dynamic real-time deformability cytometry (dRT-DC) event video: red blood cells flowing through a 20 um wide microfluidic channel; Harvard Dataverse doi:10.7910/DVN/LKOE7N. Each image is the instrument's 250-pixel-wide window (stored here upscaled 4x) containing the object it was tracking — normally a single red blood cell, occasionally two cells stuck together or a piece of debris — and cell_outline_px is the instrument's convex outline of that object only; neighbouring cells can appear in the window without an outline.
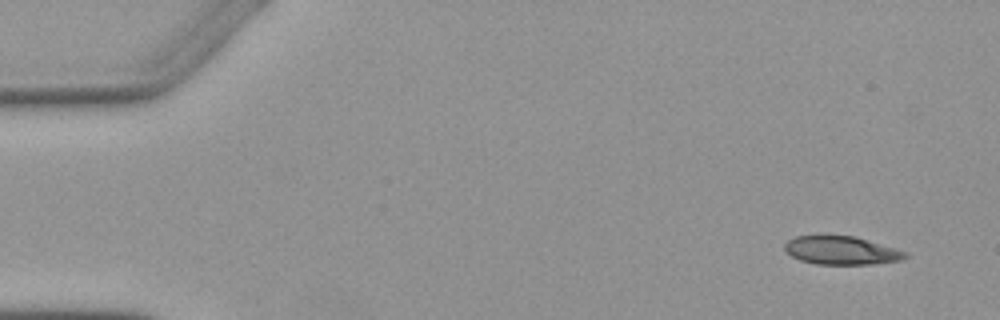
{"species": "Egyptian fruit bat (a non-hibernating species)", "species_latin": "Rousettus aegyptiacus", "temperature_condition": "warm", "stored_images_in_passage": 6, "camera_frame_rate_fps": 3000, "um_per_image_px": 0.085, "animal": {"sex": "female"}, "frame": {"image": 1, "passage_image": 1, "time_ms": 0.0, "image_size_px": [1000, 320], "cell_outline_px": [[908, 256], [900, 260], [872, 264], [816, 264], [800, 260], [792, 256], [784, 248], [784, 244], [788, 240], [796, 236], [856, 236], [896, 248], [908, 252]], "centroid_in_image_um": [71.54, 21.28], "position_along_channel_um": 13.5, "area_um2": 19.83}}
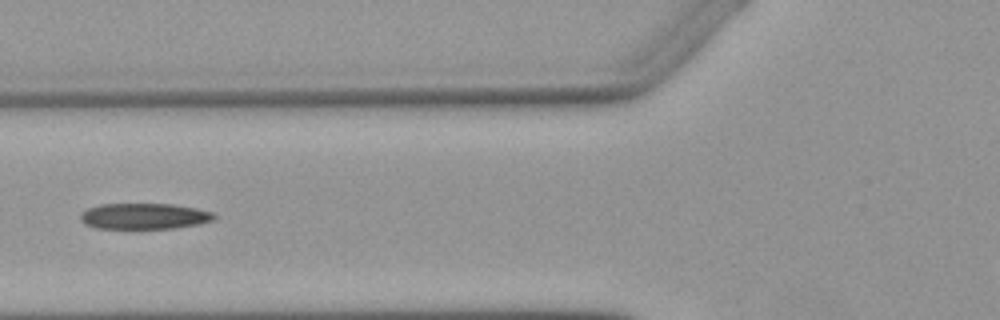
{"frame": {"image": 2, "passage_image": 5, "time_ms": 5.667, "image_size_px": [1000, 320], "cell_outline_px": [[216, 220], [200, 224], [176, 228], [96, 228], [84, 224], [80, 220], [80, 216], [88, 208], [100, 204], [172, 204], [196, 208], [216, 212]], "centroid_in_image_um": [12.32, 18.37], "position_along_channel_um": 113.5, "area_um2": 20.35}}
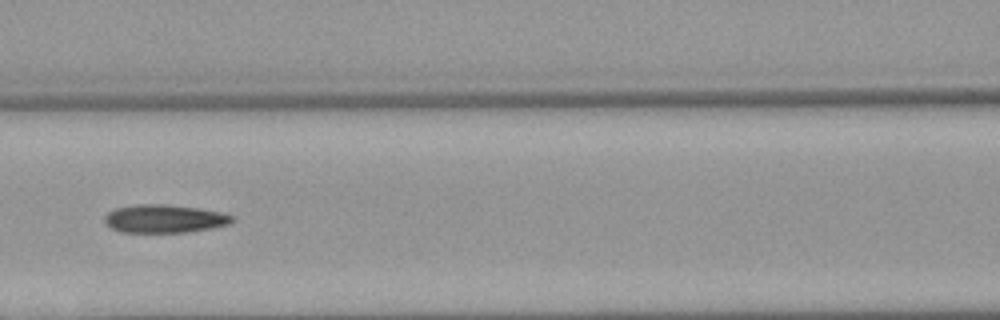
{"frame": {"image": 3, "passage_image": 6, "time_ms": 6.667, "image_size_px": [1000, 320], "cell_outline_px": [[236, 220], [228, 224], [212, 228], [184, 232], [120, 232], [104, 224], [104, 216], [108, 212], [116, 208], [132, 204], [168, 204], [200, 208], [220, 212], [236, 216]], "centroid_in_image_um": [13.97, 18.58], "position_along_channel_um": 152.6, "area_um2": 21.21}}